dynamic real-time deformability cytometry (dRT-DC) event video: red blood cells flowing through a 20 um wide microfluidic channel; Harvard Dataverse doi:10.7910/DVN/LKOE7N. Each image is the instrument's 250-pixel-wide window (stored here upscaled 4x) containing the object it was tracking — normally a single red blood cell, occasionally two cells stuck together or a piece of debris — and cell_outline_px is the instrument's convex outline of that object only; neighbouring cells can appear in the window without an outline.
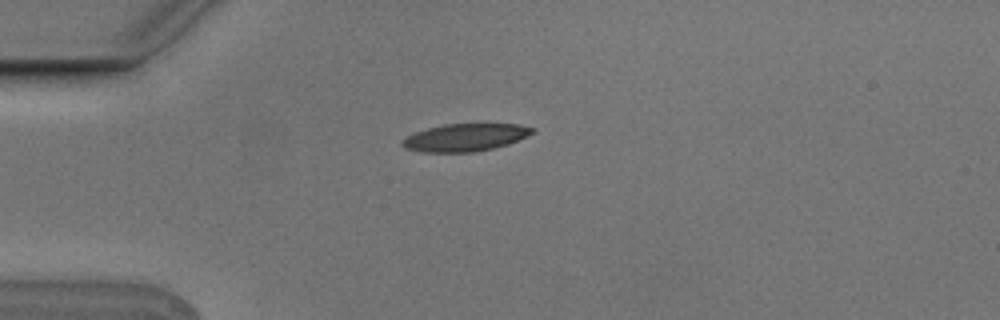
{"species": "Egyptian fruit bat (a non-hibernating species)", "species_latin": "Rousettus aegyptiacus", "temperature_condition": "cold", "stored_images_in_passage": 7, "camera_frame_rate_fps": 3000, "um_per_image_px": 0.085, "animal": {"sex": "male"}, "frame": {"image": 1, "passage_image": 2, "time_ms": 0.333, "image_size_px": [1000, 320], "cell_outline_px": [[536, 132], [528, 136], [508, 144], [492, 148], [472, 152], [420, 152], [404, 148], [400, 144], [400, 140], [416, 132], [428, 128], [444, 124], [484, 120], [520, 124], [536, 128]], "centroid_in_image_um": [39.63, 11.62], "position_along_channel_um": 45.4, "area_um2": 22.08}}
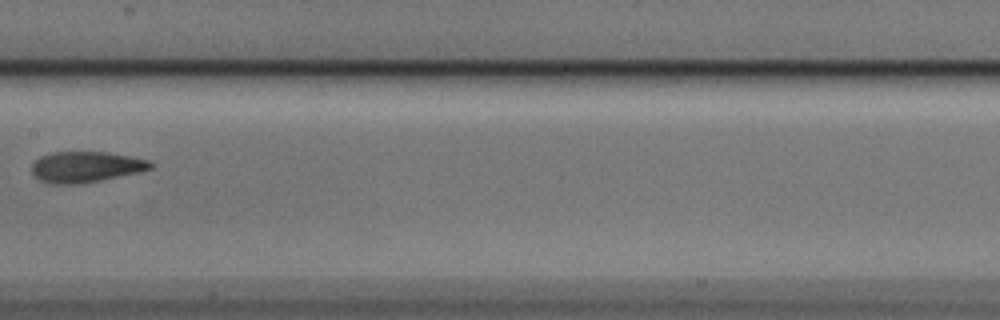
{"frame": {"image": 2, "passage_image": 6, "time_ms": 1.667, "image_size_px": [1000, 320], "cell_outline_px": [[152, 168], [140, 172], [80, 184], [48, 184], [40, 180], [32, 172], [32, 164], [40, 156], [52, 152], [108, 152], [148, 160], [152, 164]], "centroid_in_image_um": [7.27, 14.19], "position_along_channel_um": 200.1, "area_um2": 21.27}}
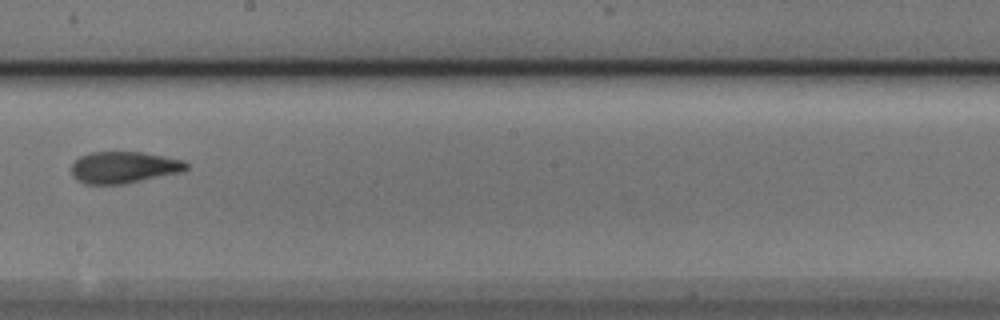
{"frame": {"image": 3, "passage_image": 7, "time_ms": 2.0, "image_size_px": [1000, 320], "cell_outline_px": [[188, 168], [184, 172], [128, 184], [84, 184], [76, 180], [72, 172], [72, 164], [80, 156], [92, 152], [144, 152], [184, 160], [188, 164]], "centroid_in_image_um": [10.58, 14.24], "position_along_channel_um": 237.6, "area_um2": 21.56}}